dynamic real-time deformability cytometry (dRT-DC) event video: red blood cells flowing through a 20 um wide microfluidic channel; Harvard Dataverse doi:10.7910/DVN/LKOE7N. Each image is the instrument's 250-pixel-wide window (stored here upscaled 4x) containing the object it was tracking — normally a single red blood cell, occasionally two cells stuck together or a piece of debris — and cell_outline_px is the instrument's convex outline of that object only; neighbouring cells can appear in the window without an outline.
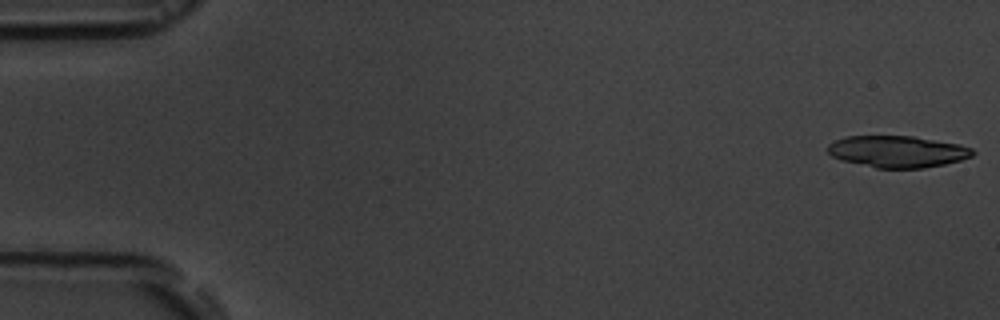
{"species": "common noctule bat (a hibernating species)", "species_latin": "Nyctalus noctula", "temperature_condition": "room temperature", "stored_images_in_passage": 7, "camera_frame_rate_fps": 3000, "um_per_image_px": 0.085, "animal": {"sex": "male", "body_mass_g": 19.5, "forearm_length_mm": 54.6}, "frame": {"image": 1, "passage_image": 1, "time_ms": 0.0, "image_size_px": [1000, 320], "cell_outline_px": [[976, 152], [972, 156], [960, 160], [944, 164], [924, 168], [876, 168], [840, 160], [832, 156], [828, 152], [828, 144], [844, 136], [912, 136], [960, 144], [972, 148]], "centroid_in_image_um": [76.28, 12.88], "position_along_channel_um": 8.7, "area_um2": 26.82}}
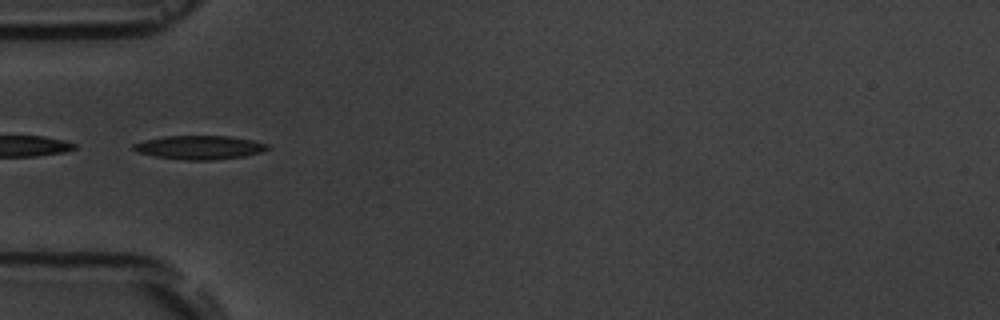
{"frame": {"image": 2, "passage_image": 6, "time_ms": 5.667, "image_size_px": [1000, 320], "cell_outline_px": [[268, 148], [260, 152], [244, 156], [212, 160], [184, 160], [156, 156], [136, 152], [132, 148], [132, 144], [144, 140], [164, 136], [232, 136], [252, 140], [268, 144]], "centroid_in_image_um": [16.92, 12.52], "position_along_channel_um": 68.1, "area_um2": 18.5}}
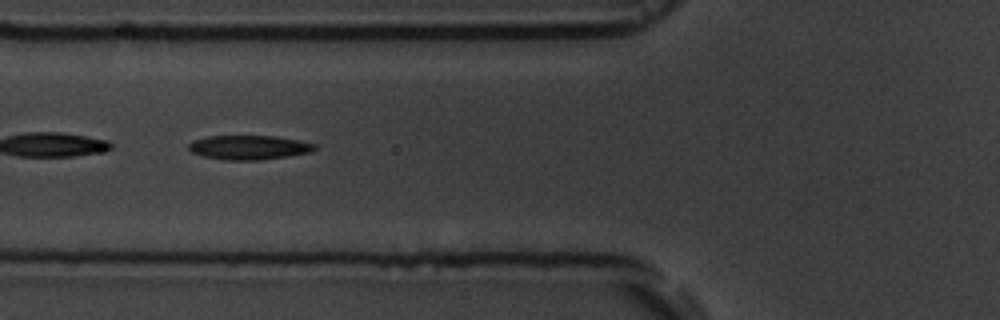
{"frame": {"image": 3, "passage_image": 7, "time_ms": 6.667, "image_size_px": [1000, 320], "cell_outline_px": [[316, 148], [312, 152], [288, 156], [260, 160], [224, 160], [204, 156], [192, 152], [188, 148], [188, 144], [192, 140], [208, 136], [276, 136], [316, 144]], "centroid_in_image_um": [21.15, 12.53], "position_along_channel_um": 104.7, "area_um2": 17.8}}